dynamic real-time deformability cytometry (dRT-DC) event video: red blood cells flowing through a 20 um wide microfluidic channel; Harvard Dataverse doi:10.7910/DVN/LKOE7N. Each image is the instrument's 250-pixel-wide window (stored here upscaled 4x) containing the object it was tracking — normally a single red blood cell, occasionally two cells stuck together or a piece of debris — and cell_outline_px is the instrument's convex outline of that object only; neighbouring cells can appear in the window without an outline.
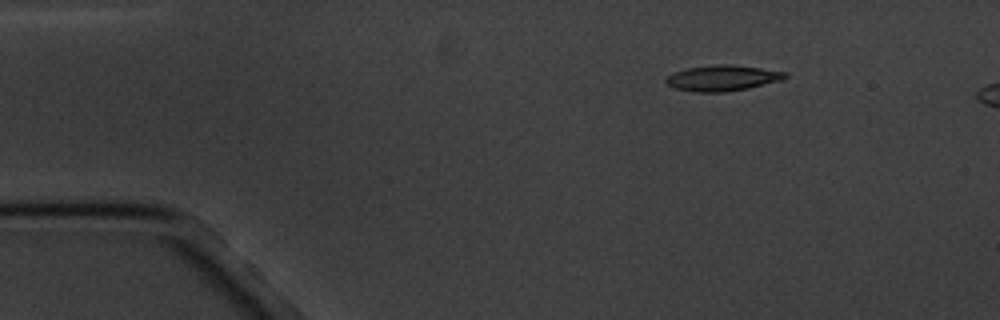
{"species": "common noctule bat (a hibernating species)", "species_latin": "Nyctalus noctula", "temperature_condition": "cold", "stored_images_in_passage": 5, "camera_frame_rate_fps": 3000, "um_per_image_px": 0.085, "animal": {"sex": "male", "body_mass_g": 20.1, "forearm_length_mm": 53.5}, "frame": {"image": 1, "passage_image": 1, "time_ms": 0.0, "image_size_px": [1000, 320], "cell_outline_px": [[788, 76], [780, 80], [748, 88], [724, 92], [692, 92], [676, 88], [668, 84], [664, 80], [668, 76], [676, 72], [688, 68], [720, 64], [732, 64], [788, 72]], "centroid_in_image_um": [61.42, 6.63], "position_along_channel_um": 23.6, "area_um2": 17.63}}
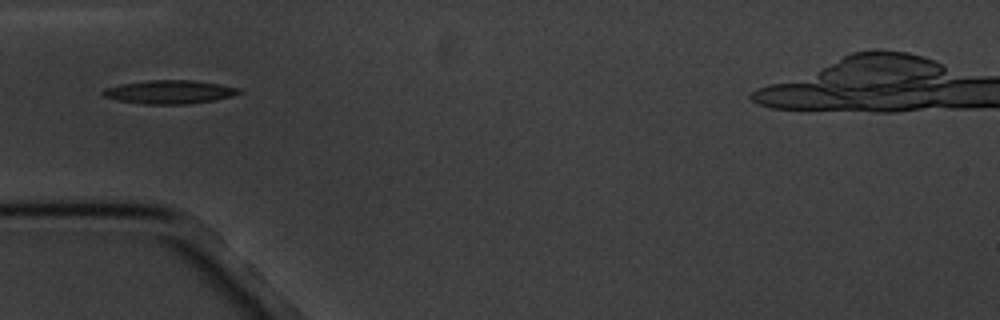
{"frame": {"image": 2, "passage_image": 4, "time_ms": 3.333, "image_size_px": [1000, 320], "cell_outline_px": [[244, 92], [232, 96], [216, 100], [184, 104], [144, 104], [116, 100], [104, 96], [100, 92], [104, 88], [120, 84], [148, 80], [192, 80], [220, 84], [240, 88]], "centroid_in_image_um": [14.41, 7.81], "position_along_channel_um": 70.6, "area_um2": 18.79}}
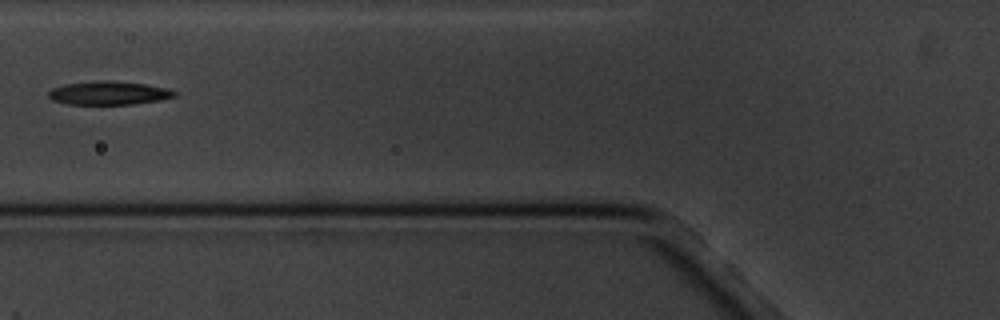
{"frame": {"image": 3, "passage_image": 5, "time_ms": 4.667, "image_size_px": [1000, 320], "cell_outline_px": [[176, 96], [160, 100], [132, 104], [68, 104], [52, 100], [48, 96], [48, 92], [52, 88], [64, 84], [100, 80], [112, 80], [144, 84], [168, 88], [176, 92]], "centroid_in_image_um": [9.23, 7.9], "position_along_channel_um": 116.6, "area_um2": 17.28}}